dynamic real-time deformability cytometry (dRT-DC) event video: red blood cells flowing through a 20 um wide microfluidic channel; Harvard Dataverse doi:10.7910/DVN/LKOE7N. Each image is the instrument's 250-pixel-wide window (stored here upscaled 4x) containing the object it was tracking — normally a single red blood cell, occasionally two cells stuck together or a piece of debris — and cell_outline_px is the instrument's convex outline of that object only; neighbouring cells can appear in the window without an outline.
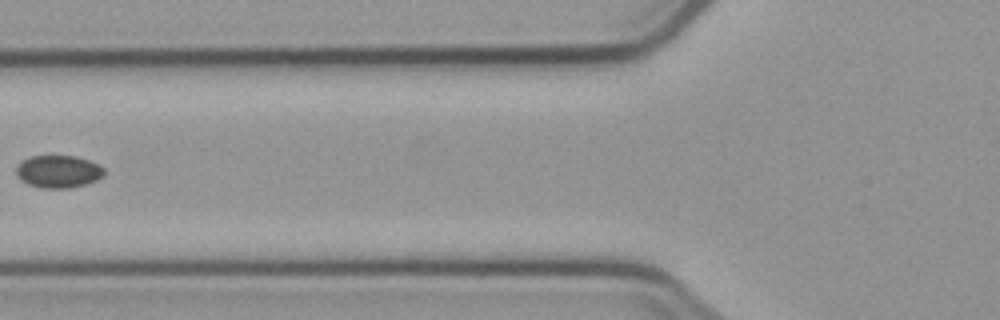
{"species": "common noctule bat (a hibernating species)", "species_latin": "Nyctalus noctula", "temperature_condition": "cold", "stored_images_in_passage": 3, "camera_frame_rate_fps": 3000, "um_per_image_px": 0.085, "animal": {"sex": "male", "body_mass_g": 23.1, "forearm_length_mm": 52.7}, "frame": {"image": 1, "passage_image": 2, "time_ms": 1.333, "image_size_px": [1000, 320], "cell_outline_px": [[104, 176], [88, 184], [68, 188], [40, 188], [28, 184], [20, 180], [16, 176], [16, 168], [20, 160], [28, 156], [76, 156], [88, 160], [104, 168]], "centroid_in_image_um": [4.92, 14.58], "position_along_channel_um": 120.9, "area_um2": 16.88}}
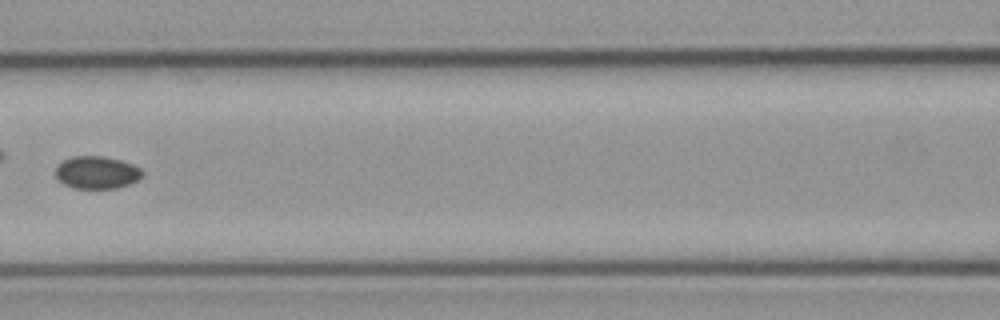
{"frame": {"image": 2, "passage_image": 3, "time_ms": 2.333, "image_size_px": [1000, 320], "cell_outline_px": [[144, 176], [128, 184], [116, 188], [72, 188], [64, 184], [56, 176], [56, 168], [64, 160], [72, 156], [104, 156], [120, 160], [132, 164], [140, 168], [144, 172]], "centroid_in_image_um": [8.25, 14.65], "position_along_channel_um": 158.4, "area_um2": 16.36}}